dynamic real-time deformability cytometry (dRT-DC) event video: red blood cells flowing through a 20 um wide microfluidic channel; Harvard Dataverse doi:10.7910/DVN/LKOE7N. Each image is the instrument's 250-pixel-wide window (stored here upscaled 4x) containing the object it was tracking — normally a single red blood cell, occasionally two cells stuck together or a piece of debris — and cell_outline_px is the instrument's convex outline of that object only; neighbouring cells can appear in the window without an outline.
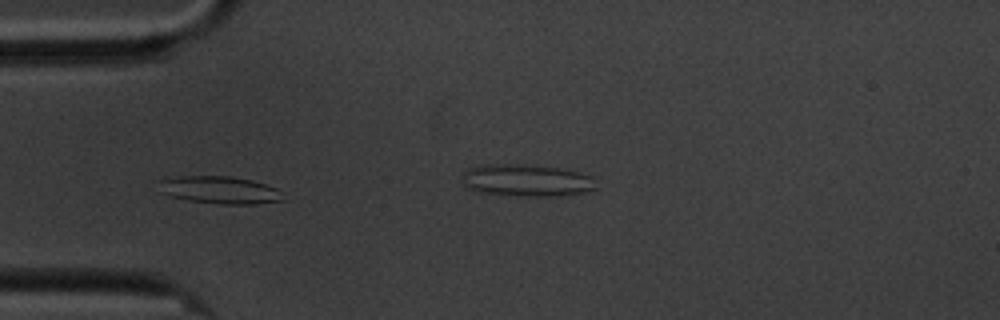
{"species": "common noctule bat (a hibernating species)", "species_latin": "Nyctalus noctula", "temperature_condition": "cold", "stored_images_in_passage": 59, "camera_frame_rate_fps": 3000, "um_per_image_px": 0.085, "animal": {"sex": "male", "body_mass_g": 20.1, "forearm_length_mm": 53.5}, "frame": {"image": 1, "passage_image": 18, "time_ms": 5.667, "image_size_px": [1000, 320], "cell_outline_px": [[284, 200], [256, 204], [220, 204], [188, 200], [172, 196], [160, 192], [160, 180], [180, 176], [232, 176], [252, 180], [276, 188]], "centroid_in_image_um": [18.68, 16.15], "position_along_channel_um": 66.3, "area_um2": 19.65}}
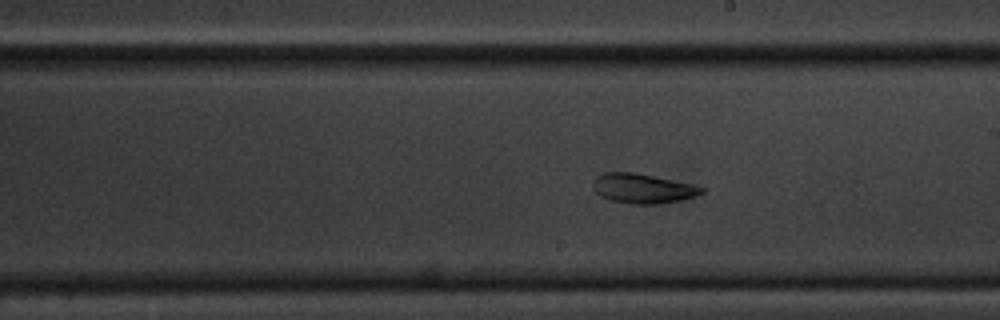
{"frame": {"image": 2, "passage_image": 33, "time_ms": 10.667, "image_size_px": [1000, 320], "cell_outline_px": [[704, 192], [696, 196], [664, 204], [632, 204], [612, 200], [600, 196], [592, 188], [592, 180], [596, 176], [604, 172], [632, 172], [696, 184], [704, 188]], "centroid_in_image_um": [54.64, 16.02], "position_along_channel_um": 234.4, "area_um2": 19.02}}
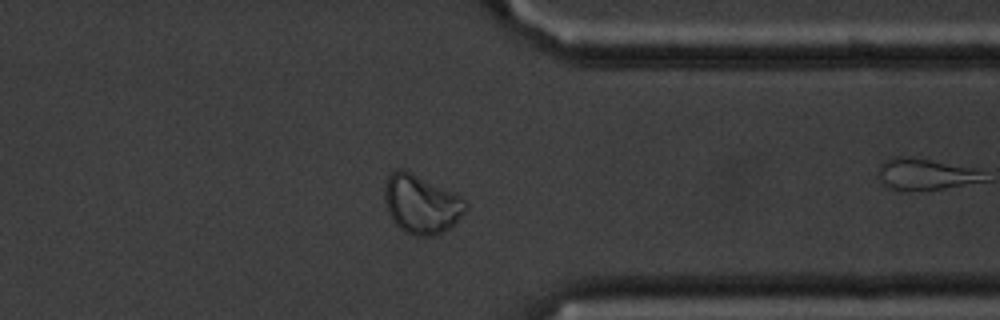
{"frame": {"image": 3, "passage_image": 46, "time_ms": 15.0, "image_size_px": [1000, 320], "cell_outline_px": [[468, 208], [444, 232], [432, 236], [416, 236], [404, 232], [392, 220], [388, 212], [384, 200], [384, 184], [388, 176], [396, 168], [404, 168], [456, 192], [468, 204]], "centroid_in_image_um": [35.79, 17.32], "position_along_channel_um": 375.6, "area_um2": 28.15}, "authors_computed_cell_mechanics": {"area_um2": 22.7732, "velocity_mm_per_s": 3.3659, "shape_relaxation_time_tau1_ms": 10.4047, "shape_relaxation_time_tau2_ms": 2.6704, "deformation_change_tau1": 0.2057, "deformation_change_tau2": 0.0807}}